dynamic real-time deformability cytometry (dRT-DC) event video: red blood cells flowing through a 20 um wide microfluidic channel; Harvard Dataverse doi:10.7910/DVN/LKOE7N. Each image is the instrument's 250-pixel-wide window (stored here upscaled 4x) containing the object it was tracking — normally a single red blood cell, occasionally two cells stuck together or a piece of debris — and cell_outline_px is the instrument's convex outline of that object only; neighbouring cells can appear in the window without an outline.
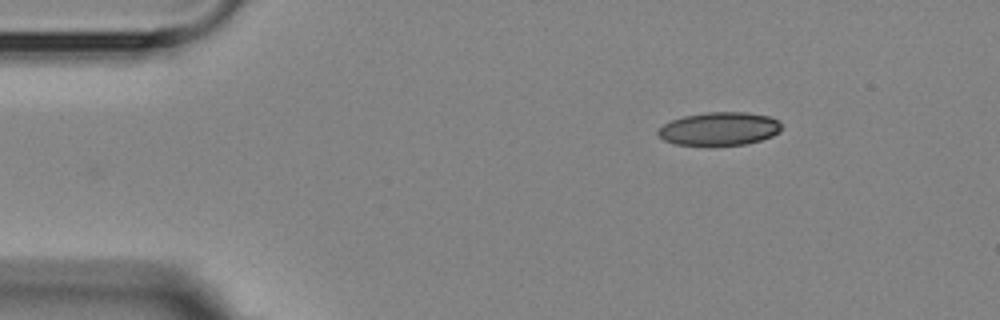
{"species": "Egyptian fruit bat (a non-hibernating species)", "species_latin": "Rousettus aegyptiacus", "temperature_condition": "room temperature", "stored_images_in_passage": 3, "segment_of_instrument_passage": [1, 2], "camera_frame_rate_fps": 3000, "um_per_image_px": 0.085, "animal": {"sex": "female"}, "frame": {"image": 1, "passage_image": 1, "time_ms": 0.0, "image_size_px": [1000, 320], "cell_outline_px": [[780, 132], [772, 136], [760, 140], [744, 144], [676, 144], [664, 140], [656, 132], [664, 124], [672, 120], [684, 116], [708, 112], [748, 112], [768, 116], [780, 120]], "centroid_in_image_um": [61.17, 10.92], "position_along_channel_um": 23.8, "area_um2": 23.52}}